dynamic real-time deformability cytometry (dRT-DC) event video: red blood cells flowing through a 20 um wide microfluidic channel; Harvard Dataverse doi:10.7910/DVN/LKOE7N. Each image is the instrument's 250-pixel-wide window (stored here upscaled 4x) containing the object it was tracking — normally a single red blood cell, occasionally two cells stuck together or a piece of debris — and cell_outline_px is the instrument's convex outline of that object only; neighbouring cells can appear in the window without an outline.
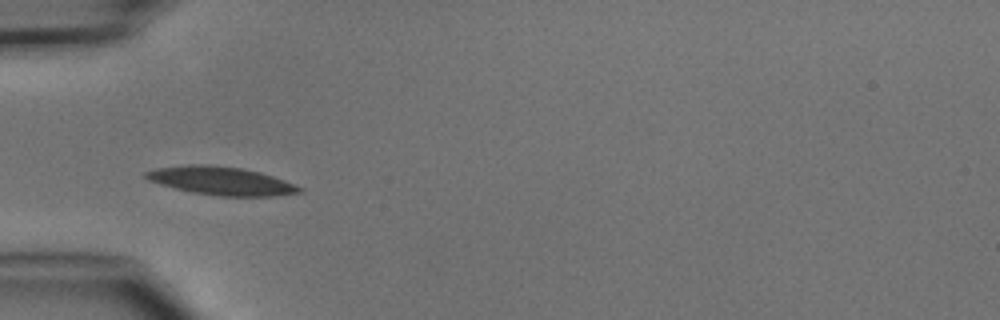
{"species": "common noctule bat (a hibernating species)", "species_latin": "Nyctalus noctula", "temperature_condition": "cold", "stored_images_in_passage": 5, "camera_frame_rate_fps": 3000, "um_per_image_px": 0.085, "animal": {"sex": "male", "body_mass_g": 15.6}, "frame": {"image": 1, "passage_image": 4, "time_ms": 4.333, "image_size_px": [1000, 320], "cell_outline_px": [[304, 192], [276, 196], [220, 196], [192, 192], [160, 184], [148, 180], [144, 176], [144, 172], [156, 168], [188, 164], [212, 164], [240, 168], [260, 172], [284, 180], [304, 188]], "centroid_in_image_um": [18.81, 15.37], "position_along_channel_um": 66.2, "area_um2": 25.37}}